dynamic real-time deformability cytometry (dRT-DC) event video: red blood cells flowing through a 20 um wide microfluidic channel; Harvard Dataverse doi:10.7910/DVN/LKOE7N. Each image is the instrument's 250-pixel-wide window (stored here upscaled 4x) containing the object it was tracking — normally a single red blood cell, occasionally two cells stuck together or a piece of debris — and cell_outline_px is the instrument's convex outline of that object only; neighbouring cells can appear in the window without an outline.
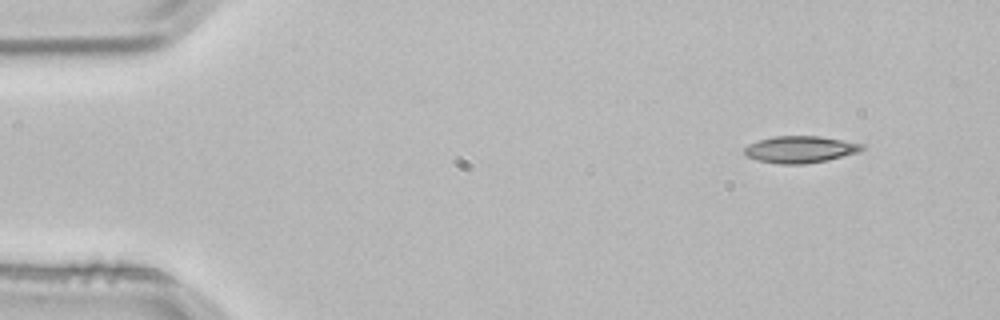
{"species": "common noctule bat (a hibernating species)", "species_latin": "Nyctalus noctula", "temperature_condition": "room temperature", "stored_images_in_passage": 2, "camera_frame_rate_fps": 3000, "um_per_image_px": 0.085, "animal": {"sex": "male", "body_mass_g": 21.5, "forearm_length_mm": 52.0}, "frame": {"image": 1, "passage_image": 1, "time_ms": 0.0, "image_size_px": [1000, 320], "cell_outline_px": [[864, 148], [860, 152], [828, 160], [800, 164], [780, 164], [756, 160], [748, 156], [744, 152], [744, 148], [748, 144], [760, 140], [776, 136], [820, 136], [864, 144]], "centroid_in_image_um": [68.04, 12.7], "position_along_channel_um": 17.0, "area_um2": 18.32}}
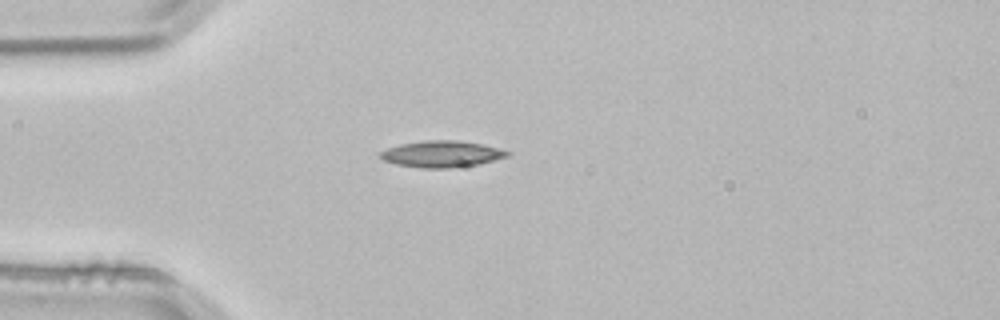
{"frame": {"image": 2, "passage_image": 2, "time_ms": 0.333, "image_size_px": [1000, 320], "cell_outline_px": [[512, 152], [508, 156], [480, 164], [452, 168], [424, 168], [396, 164], [384, 160], [380, 156], [380, 152], [388, 148], [400, 144], [428, 140], [456, 140], [484, 144], [500, 148]], "centroid_in_image_um": [37.6, 13.09], "position_along_channel_um": 47.4, "area_um2": 19.59}}